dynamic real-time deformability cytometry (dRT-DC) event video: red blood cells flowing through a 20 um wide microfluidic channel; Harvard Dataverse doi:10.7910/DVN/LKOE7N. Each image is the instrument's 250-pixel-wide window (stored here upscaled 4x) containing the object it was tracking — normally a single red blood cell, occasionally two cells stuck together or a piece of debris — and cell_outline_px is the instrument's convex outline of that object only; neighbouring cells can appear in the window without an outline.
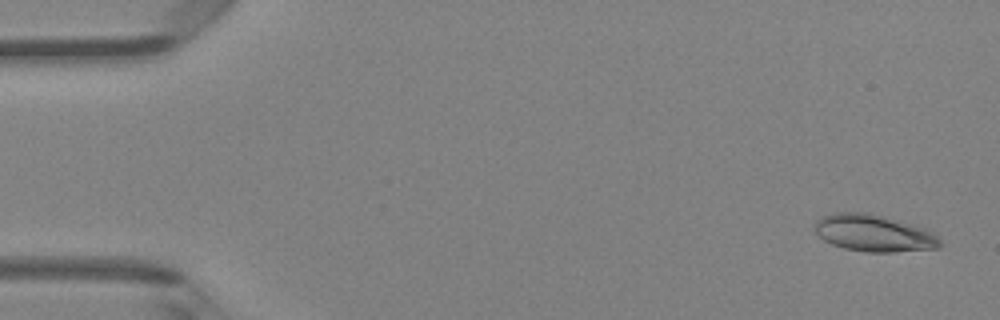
{"species": "Egyptian fruit bat (a non-hibernating species)", "species_latin": "Rousettus aegyptiacus", "temperature_condition": "room temperature", "stored_images_in_passage": 47, "camera_frame_rate_fps": 3000, "um_per_image_px": 0.085, "animal": {"sex": "female"}, "frame": {"image": 1, "passage_image": 2, "time_ms": 0.333, "image_size_px": [1000, 320], "cell_outline_px": [[940, 248], [896, 252], [868, 252], [844, 248], [832, 244], [824, 240], [812, 228], [816, 220], [820, 216], [836, 212], [868, 212], [916, 224], [924, 228], [936, 236], [940, 240]], "centroid_in_image_um": [74.25, 19.8], "position_along_channel_um": 10.7, "area_um2": 27.22}}
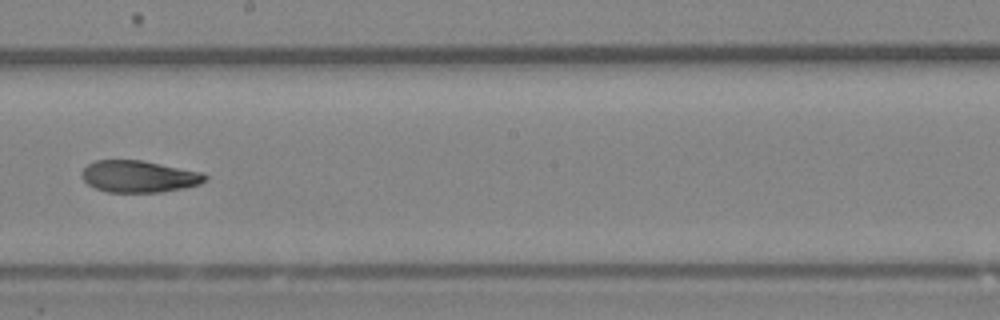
{"frame": {"image": 2, "passage_image": 27, "time_ms": 8.667, "image_size_px": [1000, 320], "cell_outline_px": [[208, 180], [200, 184], [184, 188], [160, 192], [108, 192], [96, 188], [88, 184], [80, 176], [80, 172], [88, 164], [96, 160], [140, 160], [204, 172], [208, 176]], "centroid_in_image_um": [11.83, 15.0], "position_along_channel_um": 236.4, "area_um2": 23.0}}
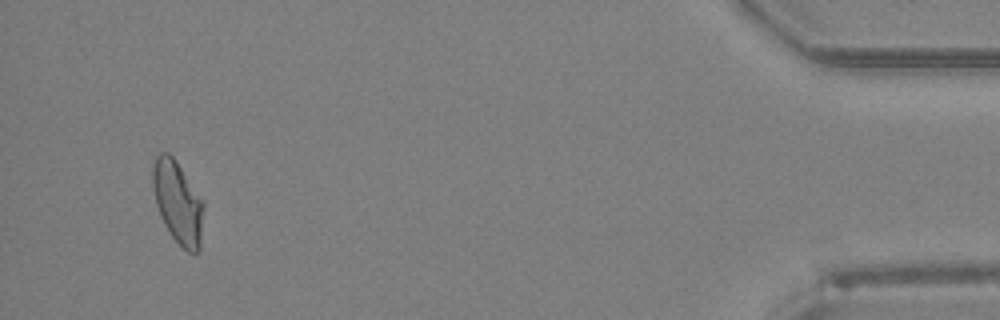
{"frame": {"image": 3, "passage_image": 45, "time_ms": 14.667, "image_size_px": [1000, 320], "cell_outline_px": [[204, 208], [200, 248], [196, 252], [188, 252], [172, 236], [164, 224], [160, 216], [156, 204], [152, 188], [152, 168], [156, 156], [160, 152], [168, 152], [176, 160], [204, 200]], "centroid_in_image_um": [15.12, 17.16], "position_along_channel_um": 420.1, "area_um2": 24.62}, "authors_computed_cell_mechanics": {"area_um2": 23.7558, "velocity_mm_per_s": 4.3056, "shape_relaxation_time_tau1_ms": null, "shape_relaxation_time_tau2_ms": 3.3281, "deformation_change_tau1": null, "deformation_change_tau2": 0.0988}}